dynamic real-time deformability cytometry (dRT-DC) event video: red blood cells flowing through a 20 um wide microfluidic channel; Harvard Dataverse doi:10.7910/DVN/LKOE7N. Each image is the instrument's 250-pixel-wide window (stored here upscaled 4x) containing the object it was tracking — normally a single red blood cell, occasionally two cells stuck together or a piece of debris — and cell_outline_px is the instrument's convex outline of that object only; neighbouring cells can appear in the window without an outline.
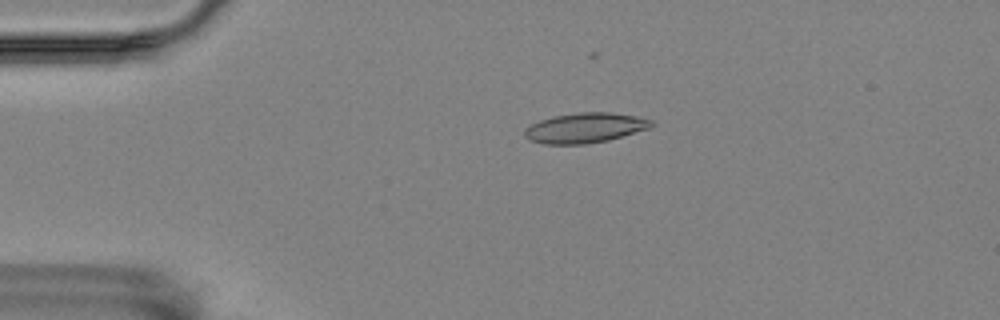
{"species": "Egyptian fruit bat (a non-hibernating species)", "species_latin": "Rousettus aegyptiacus", "temperature_condition": "room temperature", "stored_images_in_passage": 40, "camera_frame_rate_fps": 3000, "um_per_image_px": 0.085, "animal": {"sex": "female"}, "frame": {"image": 1, "passage_image": 7, "time_ms": 2.0, "image_size_px": [1000, 320], "cell_outline_px": [[656, 124], [648, 128], [608, 140], [584, 144], [544, 144], [528, 140], [524, 136], [524, 128], [540, 120], [552, 116], [580, 112], [612, 112], [636, 116], [652, 120]], "centroid_in_image_um": [49.7, 10.86], "position_along_channel_um": 35.3, "area_um2": 22.2}}
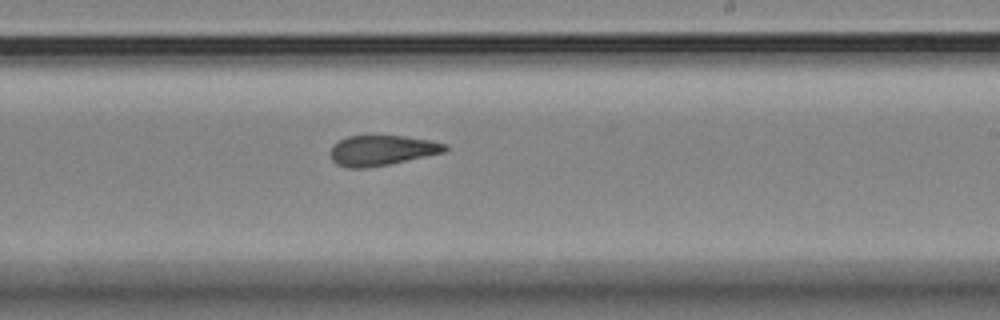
{"frame": {"image": 2, "passage_image": 29, "time_ms": 9.333, "image_size_px": [1000, 320], "cell_outline_px": [[448, 148], [444, 152], [388, 164], [364, 168], [348, 168], [336, 164], [332, 160], [332, 144], [348, 136], [404, 136], [432, 140], [448, 144]], "centroid_in_image_um": [32.47, 12.77], "position_along_channel_um": 256.5, "area_um2": 20.0}}
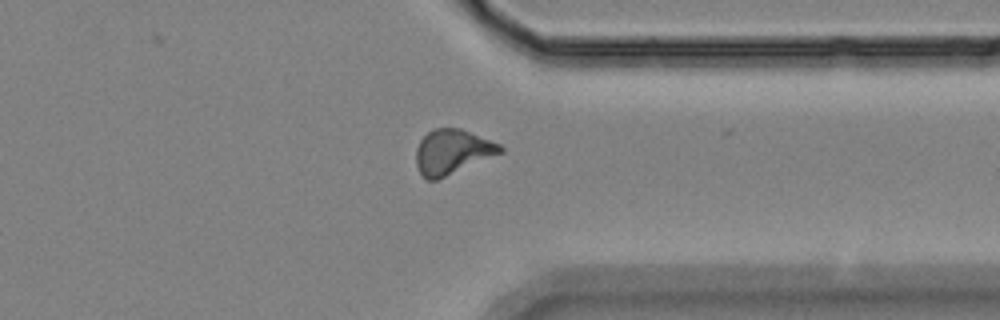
{"frame": {"image": 3, "passage_image": 39, "time_ms": 12.667, "image_size_px": [1000, 320], "cell_outline_px": [[504, 152], [436, 180], [428, 180], [420, 172], [416, 164], [416, 148], [420, 140], [432, 128], [460, 128], [500, 144], [504, 148]], "centroid_in_image_um": [38.44, 12.89], "position_along_channel_um": 373.0, "area_um2": 21.79}}